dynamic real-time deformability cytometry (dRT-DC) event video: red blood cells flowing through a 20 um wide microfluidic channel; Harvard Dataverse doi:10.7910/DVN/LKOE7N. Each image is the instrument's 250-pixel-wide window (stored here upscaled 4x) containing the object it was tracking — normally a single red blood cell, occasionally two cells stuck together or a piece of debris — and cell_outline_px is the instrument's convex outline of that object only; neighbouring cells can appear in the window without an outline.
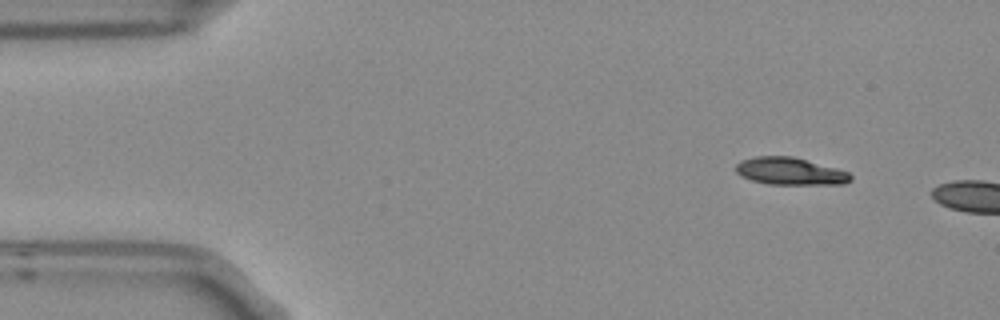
{"species": "Egyptian fruit bat (a non-hibernating species)", "species_latin": "Rousettus aegyptiacus", "temperature_condition": "room temperature", "stored_images_in_passage": 2, "camera_frame_rate_fps": 3000, "um_per_image_px": 0.085, "frame": {"image": 1, "passage_image": 1, "time_ms": 0.0, "image_size_px": [1000, 320], "cell_outline_px": [[852, 180], [844, 184], [768, 184], [752, 180], [740, 176], [736, 172], [736, 164], [740, 160], [756, 156], [792, 156], [836, 168], [848, 172], [852, 176]], "centroid_in_image_um": [67.14, 14.55], "position_along_channel_um": 17.9, "area_um2": 18.26}}